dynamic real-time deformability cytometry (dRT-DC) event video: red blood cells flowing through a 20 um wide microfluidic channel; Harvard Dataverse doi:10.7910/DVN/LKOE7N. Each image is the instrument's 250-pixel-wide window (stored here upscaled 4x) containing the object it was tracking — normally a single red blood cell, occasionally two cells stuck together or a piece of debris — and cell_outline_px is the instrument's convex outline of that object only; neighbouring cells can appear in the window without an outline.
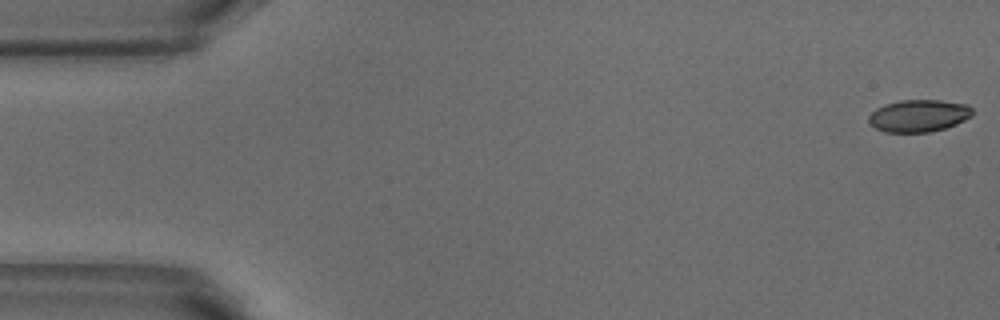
{"species": "common noctule bat (a hibernating species)", "species_latin": "Nyctalus noctula", "temperature_condition": "warm", "stored_images_in_passage": 5, "camera_frame_rate_fps": 3000, "um_per_image_px": 0.085, "animal": {"sex": "male", "body_mass_g": 18.8}, "frame": {"image": 1, "passage_image": 1, "time_ms": 0.0, "image_size_px": [1000, 320], "cell_outline_px": [[972, 116], [956, 124], [944, 128], [928, 132], [884, 132], [876, 128], [868, 120], [868, 116], [876, 108], [884, 104], [900, 100], [940, 100], [968, 104], [972, 108]], "centroid_in_image_um": [78.09, 9.83], "position_along_channel_um": 6.9, "area_um2": 19.48}}
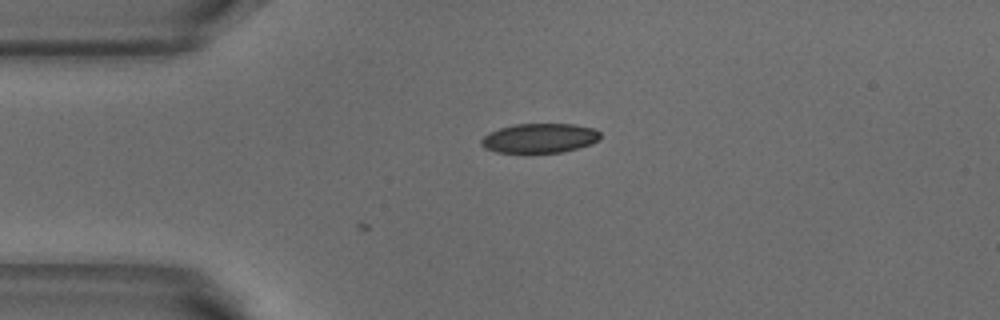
{"frame": {"image": 2, "passage_image": 4, "time_ms": 1.0, "image_size_px": [1000, 320], "cell_outline_px": [[600, 140], [592, 144], [564, 152], [524, 156], [496, 152], [484, 148], [480, 144], [480, 140], [484, 136], [500, 128], [516, 124], [572, 124], [596, 128], [600, 132]], "centroid_in_image_um": [45.86, 11.8], "position_along_channel_um": 39.1, "area_um2": 21.44}}